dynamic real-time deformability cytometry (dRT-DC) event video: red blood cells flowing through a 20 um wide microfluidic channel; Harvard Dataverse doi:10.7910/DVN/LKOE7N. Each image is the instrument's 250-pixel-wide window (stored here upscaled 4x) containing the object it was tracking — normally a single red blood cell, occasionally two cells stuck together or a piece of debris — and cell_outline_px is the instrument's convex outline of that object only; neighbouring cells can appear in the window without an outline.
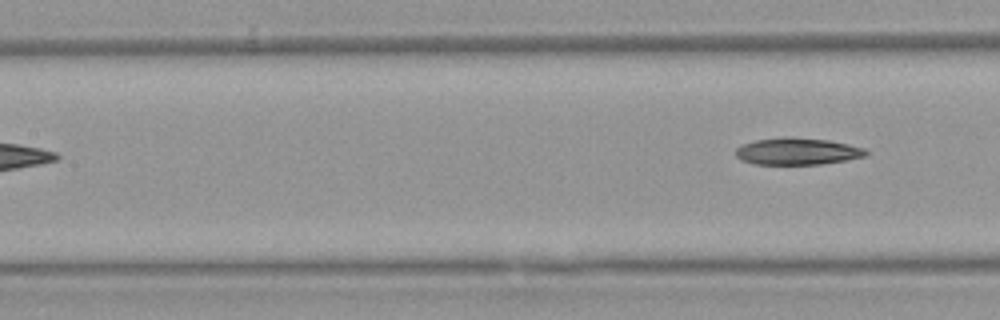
{"species": "Egyptian fruit bat (a non-hibernating species)", "species_latin": "Rousettus aegyptiacus", "temperature_condition": "warm", "stored_images_in_passage": 6, "segment_of_instrument_passage": [2, 2], "camera_frame_rate_fps": 3000, "um_per_image_px": 0.085, "animal": {"sex": "female"}, "frame": {"image": 1, "passage_image": 6, "time_ms": 6.0, "image_size_px": [1000, 320], "cell_outline_px": [[868, 152], [864, 156], [844, 160], [820, 164], [752, 164], [740, 160], [736, 156], [736, 148], [740, 144], [756, 140], [788, 136], [828, 140], [848, 144], [864, 148]], "centroid_in_image_um": [67.71, 12.86], "position_along_channel_um": 139.7, "area_um2": 20.4}}